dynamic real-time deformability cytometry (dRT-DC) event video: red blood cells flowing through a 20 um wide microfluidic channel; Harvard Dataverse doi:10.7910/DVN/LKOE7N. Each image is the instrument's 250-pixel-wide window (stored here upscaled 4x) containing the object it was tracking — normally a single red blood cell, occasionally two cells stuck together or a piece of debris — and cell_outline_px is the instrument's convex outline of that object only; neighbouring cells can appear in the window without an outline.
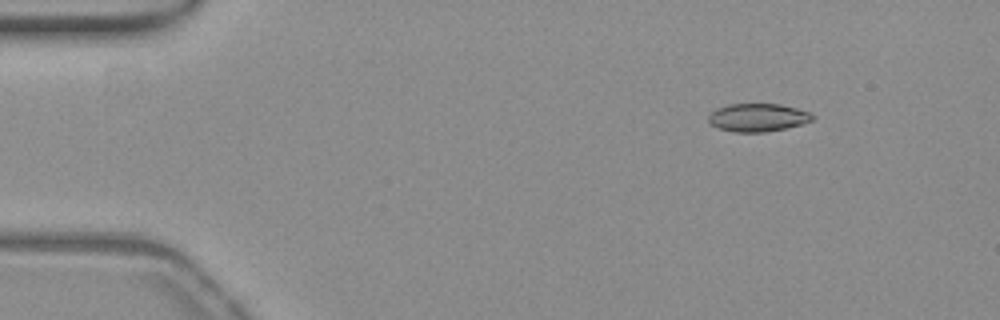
{"species": "common noctule bat (a hibernating species)", "species_latin": "Nyctalus noctula", "temperature_condition": "warm", "stored_images_in_passage": 48, "camera_frame_rate_fps": 3000, "um_per_image_px": 0.085, "animal": {"sex": "female", "body_mass_g": 19.3, "forearm_length_mm": 54.1}, "frame": {"image": 1, "passage_image": 1, "time_ms": 0.0, "image_size_px": [1000, 320], "cell_outline_px": [[816, 116], [812, 120], [804, 124], [764, 132], [736, 132], [716, 128], [708, 120], [708, 116], [716, 108], [728, 104], [780, 104], [796, 108], [808, 112]], "centroid_in_image_um": [64.41, 9.99], "position_along_channel_um": 20.6, "area_um2": 16.99}}
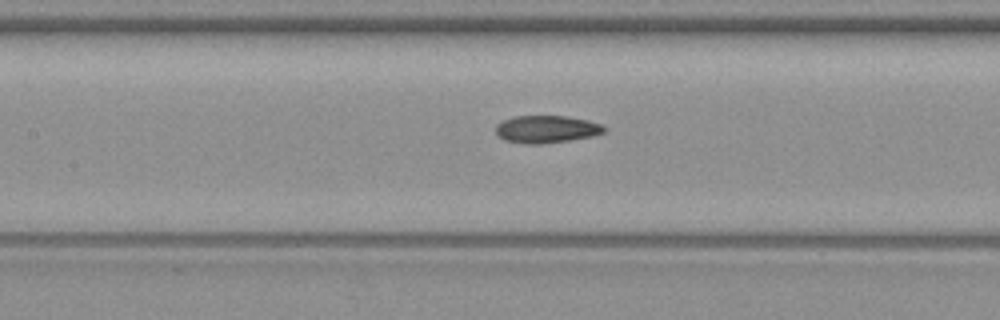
{"frame": {"image": 2, "passage_image": 19, "time_ms": 6.0, "image_size_px": [1000, 320], "cell_outline_px": [[608, 128], [604, 132], [592, 136], [568, 140], [540, 144], [524, 144], [504, 140], [496, 132], [496, 124], [512, 116], [568, 116], [588, 120], [600, 124]], "centroid_in_image_um": [46.45, 10.97], "position_along_channel_um": 161.0, "area_um2": 17.34}}
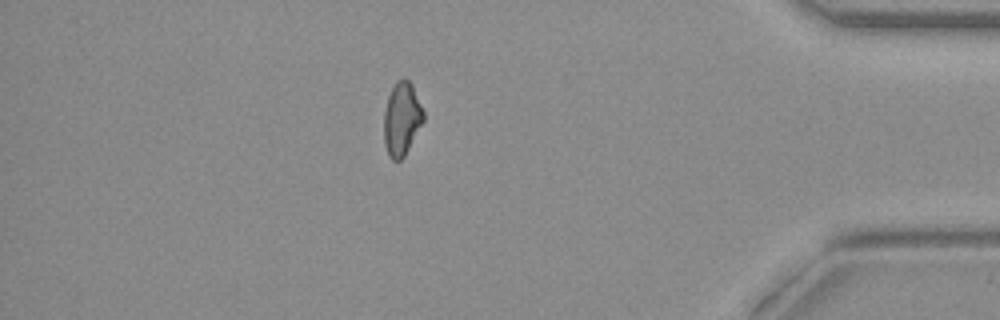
{"frame": {"image": 3, "passage_image": 41, "time_ms": 13.333, "image_size_px": [1000, 320], "cell_outline_px": [[424, 120], [404, 156], [400, 160], [392, 160], [388, 156], [384, 144], [384, 112], [388, 96], [396, 80], [404, 76], [412, 84], [424, 112]], "centroid_in_image_um": [34.14, 10.08], "position_along_channel_um": 401.1, "area_um2": 16.94}, "authors_computed_cell_mechanics": {"area_um2": 17.3689, "velocity_mm_per_s": 3.841, "shape_relaxation_time_tau1_ms": 10.496, "shape_relaxation_time_tau2_ms": 6.354, "deformation_change_tau1": 0.166, "deformation_change_tau2": 0.1151}}